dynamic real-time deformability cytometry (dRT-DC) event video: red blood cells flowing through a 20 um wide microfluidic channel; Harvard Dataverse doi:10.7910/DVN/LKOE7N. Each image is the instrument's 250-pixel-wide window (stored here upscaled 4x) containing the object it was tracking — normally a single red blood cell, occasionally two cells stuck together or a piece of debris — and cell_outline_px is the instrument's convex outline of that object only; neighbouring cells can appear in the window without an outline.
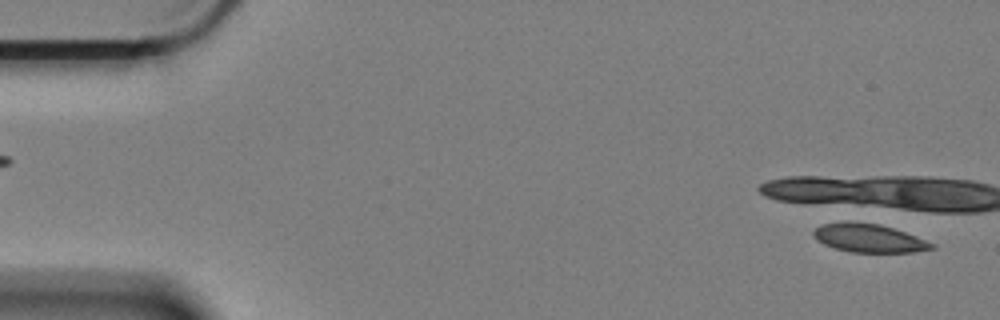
{"species": "Egyptian fruit bat (a non-hibernating species)", "species_latin": "Rousettus aegyptiacus", "temperature_condition": "cold", "stored_images_in_passage": 2, "camera_frame_rate_fps": 3000, "um_per_image_px": 0.085, "animal": {"sex": "female"}, "frame": {"image": 1, "passage_image": 2, "time_ms": 0.333, "image_size_px": [1000, 320], "cell_outline_px": [[936, 248], [912, 252], [852, 252], [836, 248], [824, 244], [816, 240], [812, 236], [812, 232], [816, 228], [824, 224], [856, 220], [872, 220], [936, 244]], "centroid_in_image_um": [73.85, 20.2], "position_along_channel_um": 11.2, "area_um2": 19.94}}